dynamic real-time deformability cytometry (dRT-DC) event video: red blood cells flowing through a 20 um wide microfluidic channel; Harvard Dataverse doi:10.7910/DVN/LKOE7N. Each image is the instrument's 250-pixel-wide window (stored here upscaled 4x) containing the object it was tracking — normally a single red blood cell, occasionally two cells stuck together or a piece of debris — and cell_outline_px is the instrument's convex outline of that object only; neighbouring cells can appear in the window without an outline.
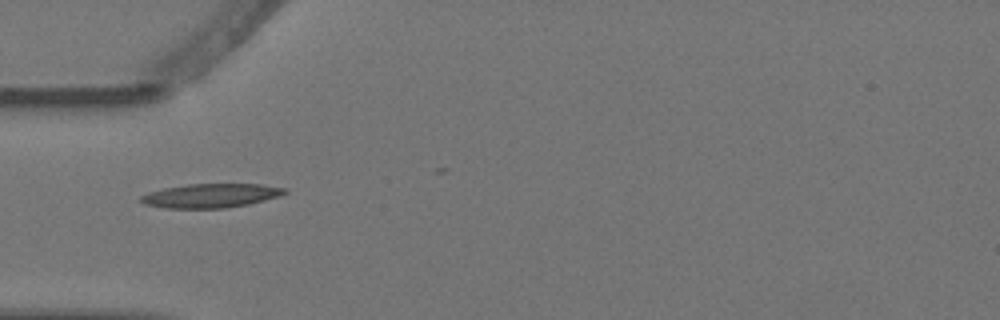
{"species": "Egyptian fruit bat (a non-hibernating species)", "species_latin": "Rousettus aegyptiacus", "temperature_condition": "warm", "stored_images_in_passage": 3, "camera_frame_rate_fps": 3000, "um_per_image_px": 0.085, "animal": {"sex": "female"}, "frame": {"image": 1, "passage_image": 1, "time_ms": 0.0, "image_size_px": [1000, 320], "cell_outline_px": [[288, 192], [280, 196], [248, 204], [224, 208], [168, 208], [144, 204], [140, 200], [140, 196], [148, 192], [164, 188], [188, 184], [260, 184], [284, 188]], "centroid_in_image_um": [17.9, 16.63], "position_along_channel_um": 67.1, "area_um2": 20.0}}